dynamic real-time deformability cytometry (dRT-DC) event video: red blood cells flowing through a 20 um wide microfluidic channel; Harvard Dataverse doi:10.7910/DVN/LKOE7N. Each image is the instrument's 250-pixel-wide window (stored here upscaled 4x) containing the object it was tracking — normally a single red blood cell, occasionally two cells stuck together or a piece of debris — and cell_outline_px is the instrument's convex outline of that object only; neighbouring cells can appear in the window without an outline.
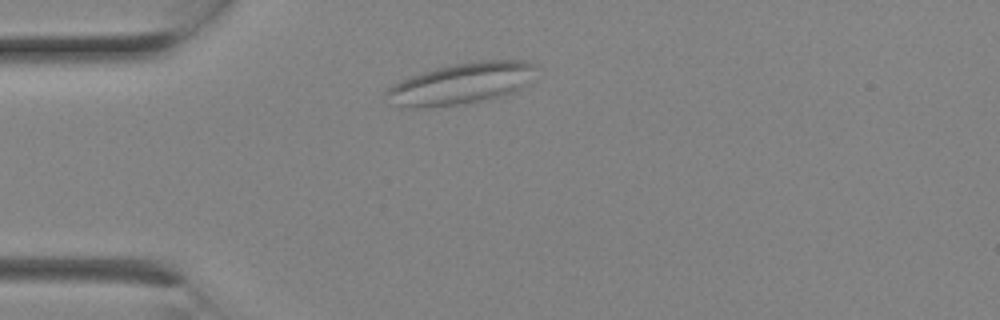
{"species": "Egyptian fruit bat (a non-hibernating species)", "species_latin": "Rousettus aegyptiacus", "temperature_condition": "room temperature", "stored_images_in_passage": 1, "camera_frame_rate_fps": 3000, "um_per_image_px": 0.085, "animal": {"sex": "female"}, "frame": {"image": 1, "passage_image": 1, "time_ms": 0.0, "image_size_px": [1000, 320], "cell_outline_px": [[536, 64], [524, 84], [520, 88], [504, 96], [488, 100], [464, 104], [432, 108], [400, 108], [384, 96], [384, 92], [388, 88], [400, 80], [424, 72], [452, 64], [480, 60], [528, 60]], "centroid_in_image_um": [39.14, 7.13], "position_along_channel_um": 45.9, "area_um2": 36.07}}